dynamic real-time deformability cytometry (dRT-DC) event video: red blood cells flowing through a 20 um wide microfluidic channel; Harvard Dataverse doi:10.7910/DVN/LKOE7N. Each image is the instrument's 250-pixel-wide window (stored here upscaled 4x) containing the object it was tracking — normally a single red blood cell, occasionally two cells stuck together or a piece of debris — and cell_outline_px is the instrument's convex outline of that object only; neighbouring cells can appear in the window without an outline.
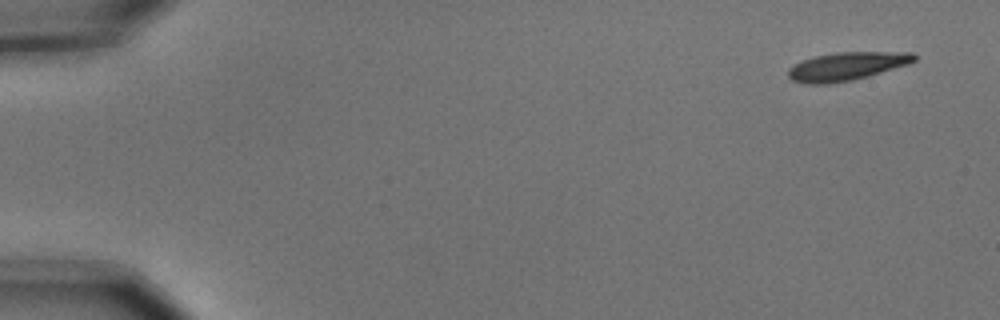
{"species": "common noctule bat (a hibernating species)", "species_latin": "Nyctalus noctula", "temperature_condition": "cold", "stored_images_in_passage": 5, "camera_frame_rate_fps": 3000, "um_per_image_px": 0.085, "animal": {"sex": "male", "body_mass_g": 15.6}, "frame": {"image": 1, "passage_image": 1, "time_ms": 0.0, "image_size_px": [1000, 320], "cell_outline_px": [[916, 60], [908, 64], [868, 76], [852, 80], [828, 84], [804, 84], [792, 80], [788, 76], [788, 68], [792, 64], [816, 56], [836, 52], [912, 52], [916, 56]], "centroid_in_image_um": [71.94, 5.64], "position_along_channel_um": 13.1, "area_um2": 20.75}}
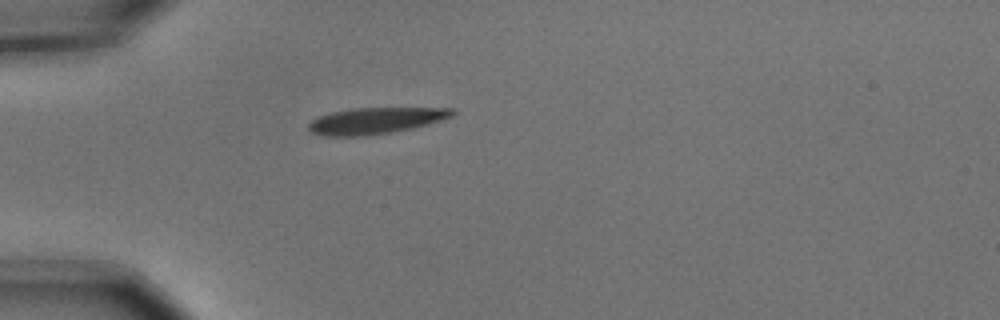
{"frame": {"image": 2, "passage_image": 4, "time_ms": 1.0, "image_size_px": [1000, 320], "cell_outline_px": [[456, 112], [452, 116], [428, 124], [412, 128], [392, 132], [364, 136], [324, 136], [312, 132], [308, 128], [308, 124], [312, 120], [320, 116], [332, 112], [352, 108], [452, 108]], "centroid_in_image_um": [31.91, 10.26], "position_along_channel_um": 53.1, "area_um2": 21.91}}